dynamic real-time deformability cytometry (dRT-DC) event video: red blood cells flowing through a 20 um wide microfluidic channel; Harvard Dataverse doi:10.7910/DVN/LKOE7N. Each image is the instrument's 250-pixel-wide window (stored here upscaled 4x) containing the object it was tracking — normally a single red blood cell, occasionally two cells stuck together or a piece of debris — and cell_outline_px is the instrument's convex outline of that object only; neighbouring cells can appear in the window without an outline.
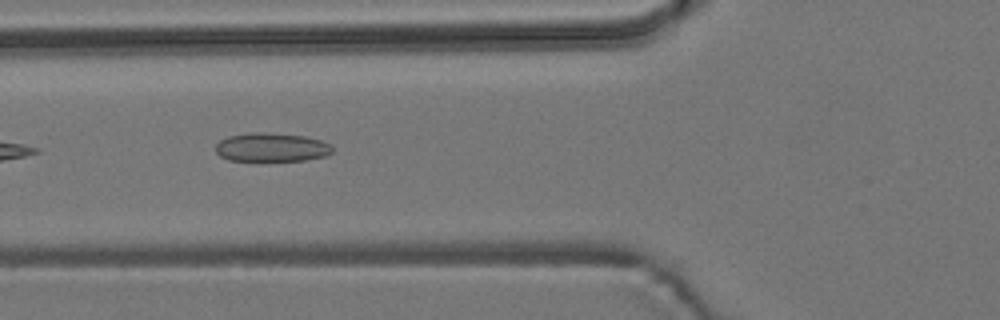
{"species": "common noctule bat (a hibernating species)", "species_latin": "Nyctalus noctula", "temperature_condition": "room temperature", "stored_images_in_passage": 5, "camera_frame_rate_fps": 3000, "um_per_image_px": 0.085, "animal": {"sex": "male", "body_mass_g": 19.2, "forearm_length_mm": 51.8}, "frame": {"image": 1, "passage_image": 5, "time_ms": 5.0, "image_size_px": [1000, 320], "cell_outline_px": [[332, 152], [324, 156], [304, 160], [228, 160], [220, 156], [216, 152], [216, 144], [220, 140], [228, 136], [252, 132], [264, 132], [304, 136], [320, 140], [332, 144]], "centroid_in_image_um": [23.07, 12.51], "position_along_channel_um": 102.7, "area_um2": 19.42}}